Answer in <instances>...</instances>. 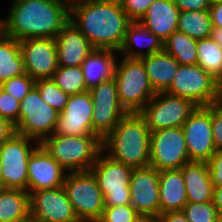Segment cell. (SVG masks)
<instances>
[{
	"label": "cell",
	"instance_id": "obj_1",
	"mask_svg": "<svg viewBox=\"0 0 222 222\" xmlns=\"http://www.w3.org/2000/svg\"><path fill=\"white\" fill-rule=\"evenodd\" d=\"M70 21L94 48L117 52L132 22L119 0H70Z\"/></svg>",
	"mask_w": 222,
	"mask_h": 222
},
{
	"label": "cell",
	"instance_id": "obj_2",
	"mask_svg": "<svg viewBox=\"0 0 222 222\" xmlns=\"http://www.w3.org/2000/svg\"><path fill=\"white\" fill-rule=\"evenodd\" d=\"M70 21V0H13L5 18L6 36L17 41L56 38Z\"/></svg>",
	"mask_w": 222,
	"mask_h": 222
},
{
	"label": "cell",
	"instance_id": "obj_3",
	"mask_svg": "<svg viewBox=\"0 0 222 222\" xmlns=\"http://www.w3.org/2000/svg\"><path fill=\"white\" fill-rule=\"evenodd\" d=\"M151 131L139 112L124 115L102 140L104 154L135 168L149 166ZM108 151L107 153H105Z\"/></svg>",
	"mask_w": 222,
	"mask_h": 222
},
{
	"label": "cell",
	"instance_id": "obj_4",
	"mask_svg": "<svg viewBox=\"0 0 222 222\" xmlns=\"http://www.w3.org/2000/svg\"><path fill=\"white\" fill-rule=\"evenodd\" d=\"M67 172L90 171L102 151L97 135H55L40 143Z\"/></svg>",
	"mask_w": 222,
	"mask_h": 222
},
{
	"label": "cell",
	"instance_id": "obj_5",
	"mask_svg": "<svg viewBox=\"0 0 222 222\" xmlns=\"http://www.w3.org/2000/svg\"><path fill=\"white\" fill-rule=\"evenodd\" d=\"M117 62L113 78L117 85L119 101L128 113L140 112L156 94L142 60L123 57Z\"/></svg>",
	"mask_w": 222,
	"mask_h": 222
},
{
	"label": "cell",
	"instance_id": "obj_6",
	"mask_svg": "<svg viewBox=\"0 0 222 222\" xmlns=\"http://www.w3.org/2000/svg\"><path fill=\"white\" fill-rule=\"evenodd\" d=\"M63 187L80 222H97L104 210V198L91 171L68 172Z\"/></svg>",
	"mask_w": 222,
	"mask_h": 222
},
{
	"label": "cell",
	"instance_id": "obj_7",
	"mask_svg": "<svg viewBox=\"0 0 222 222\" xmlns=\"http://www.w3.org/2000/svg\"><path fill=\"white\" fill-rule=\"evenodd\" d=\"M90 171L96 177L104 207L131 205L130 177L133 168L101 151Z\"/></svg>",
	"mask_w": 222,
	"mask_h": 222
},
{
	"label": "cell",
	"instance_id": "obj_8",
	"mask_svg": "<svg viewBox=\"0 0 222 222\" xmlns=\"http://www.w3.org/2000/svg\"><path fill=\"white\" fill-rule=\"evenodd\" d=\"M39 144L35 139L14 133L0 146L1 188L28 191V160Z\"/></svg>",
	"mask_w": 222,
	"mask_h": 222
},
{
	"label": "cell",
	"instance_id": "obj_9",
	"mask_svg": "<svg viewBox=\"0 0 222 222\" xmlns=\"http://www.w3.org/2000/svg\"><path fill=\"white\" fill-rule=\"evenodd\" d=\"M59 112L47 104L34 86L19 105V120L15 125L18 134L41 143L53 134Z\"/></svg>",
	"mask_w": 222,
	"mask_h": 222
},
{
	"label": "cell",
	"instance_id": "obj_10",
	"mask_svg": "<svg viewBox=\"0 0 222 222\" xmlns=\"http://www.w3.org/2000/svg\"><path fill=\"white\" fill-rule=\"evenodd\" d=\"M197 108L191 100L167 92H157L139 112L150 131L182 127Z\"/></svg>",
	"mask_w": 222,
	"mask_h": 222
},
{
	"label": "cell",
	"instance_id": "obj_11",
	"mask_svg": "<svg viewBox=\"0 0 222 222\" xmlns=\"http://www.w3.org/2000/svg\"><path fill=\"white\" fill-rule=\"evenodd\" d=\"M190 162L182 127L151 131L149 166L158 171L180 169Z\"/></svg>",
	"mask_w": 222,
	"mask_h": 222
},
{
	"label": "cell",
	"instance_id": "obj_12",
	"mask_svg": "<svg viewBox=\"0 0 222 222\" xmlns=\"http://www.w3.org/2000/svg\"><path fill=\"white\" fill-rule=\"evenodd\" d=\"M216 82L200 65H179L168 94L191 100L197 106L215 102Z\"/></svg>",
	"mask_w": 222,
	"mask_h": 222
},
{
	"label": "cell",
	"instance_id": "obj_13",
	"mask_svg": "<svg viewBox=\"0 0 222 222\" xmlns=\"http://www.w3.org/2000/svg\"><path fill=\"white\" fill-rule=\"evenodd\" d=\"M89 92L93 102L92 129L102 140L128 112L119 101L114 78L101 82Z\"/></svg>",
	"mask_w": 222,
	"mask_h": 222
},
{
	"label": "cell",
	"instance_id": "obj_14",
	"mask_svg": "<svg viewBox=\"0 0 222 222\" xmlns=\"http://www.w3.org/2000/svg\"><path fill=\"white\" fill-rule=\"evenodd\" d=\"M30 222H80L64 187L29 194Z\"/></svg>",
	"mask_w": 222,
	"mask_h": 222
},
{
	"label": "cell",
	"instance_id": "obj_15",
	"mask_svg": "<svg viewBox=\"0 0 222 222\" xmlns=\"http://www.w3.org/2000/svg\"><path fill=\"white\" fill-rule=\"evenodd\" d=\"M190 161L207 162L216 152L210 105L197 106L182 126Z\"/></svg>",
	"mask_w": 222,
	"mask_h": 222
},
{
	"label": "cell",
	"instance_id": "obj_16",
	"mask_svg": "<svg viewBox=\"0 0 222 222\" xmlns=\"http://www.w3.org/2000/svg\"><path fill=\"white\" fill-rule=\"evenodd\" d=\"M19 46L25 72L34 80L51 79L58 68L55 38H28Z\"/></svg>",
	"mask_w": 222,
	"mask_h": 222
},
{
	"label": "cell",
	"instance_id": "obj_17",
	"mask_svg": "<svg viewBox=\"0 0 222 222\" xmlns=\"http://www.w3.org/2000/svg\"><path fill=\"white\" fill-rule=\"evenodd\" d=\"M93 102L89 91L70 95L68 103L58 114L55 135H96L92 129Z\"/></svg>",
	"mask_w": 222,
	"mask_h": 222
},
{
	"label": "cell",
	"instance_id": "obj_18",
	"mask_svg": "<svg viewBox=\"0 0 222 222\" xmlns=\"http://www.w3.org/2000/svg\"><path fill=\"white\" fill-rule=\"evenodd\" d=\"M131 206L140 214H160L159 171L152 166L133 169L130 177Z\"/></svg>",
	"mask_w": 222,
	"mask_h": 222
},
{
	"label": "cell",
	"instance_id": "obj_19",
	"mask_svg": "<svg viewBox=\"0 0 222 222\" xmlns=\"http://www.w3.org/2000/svg\"><path fill=\"white\" fill-rule=\"evenodd\" d=\"M28 192L62 187L66 170L39 144L28 160Z\"/></svg>",
	"mask_w": 222,
	"mask_h": 222
},
{
	"label": "cell",
	"instance_id": "obj_20",
	"mask_svg": "<svg viewBox=\"0 0 222 222\" xmlns=\"http://www.w3.org/2000/svg\"><path fill=\"white\" fill-rule=\"evenodd\" d=\"M55 41L58 66H81L95 49L71 21L58 32Z\"/></svg>",
	"mask_w": 222,
	"mask_h": 222
},
{
	"label": "cell",
	"instance_id": "obj_21",
	"mask_svg": "<svg viewBox=\"0 0 222 222\" xmlns=\"http://www.w3.org/2000/svg\"><path fill=\"white\" fill-rule=\"evenodd\" d=\"M179 15L173 0H155L138 21L164 42L177 31Z\"/></svg>",
	"mask_w": 222,
	"mask_h": 222
},
{
	"label": "cell",
	"instance_id": "obj_22",
	"mask_svg": "<svg viewBox=\"0 0 222 222\" xmlns=\"http://www.w3.org/2000/svg\"><path fill=\"white\" fill-rule=\"evenodd\" d=\"M188 203L213 202L214 185L207 162L190 161L181 167Z\"/></svg>",
	"mask_w": 222,
	"mask_h": 222
},
{
	"label": "cell",
	"instance_id": "obj_23",
	"mask_svg": "<svg viewBox=\"0 0 222 222\" xmlns=\"http://www.w3.org/2000/svg\"><path fill=\"white\" fill-rule=\"evenodd\" d=\"M160 214L182 211L188 203L184 177L180 169L159 171Z\"/></svg>",
	"mask_w": 222,
	"mask_h": 222
},
{
	"label": "cell",
	"instance_id": "obj_24",
	"mask_svg": "<svg viewBox=\"0 0 222 222\" xmlns=\"http://www.w3.org/2000/svg\"><path fill=\"white\" fill-rule=\"evenodd\" d=\"M136 45V49H135ZM137 46L147 47L145 51L137 50ZM163 51V41L144 27L139 21H132L125 33L119 53L121 57L142 58ZM123 55V56H122Z\"/></svg>",
	"mask_w": 222,
	"mask_h": 222
},
{
	"label": "cell",
	"instance_id": "obj_25",
	"mask_svg": "<svg viewBox=\"0 0 222 222\" xmlns=\"http://www.w3.org/2000/svg\"><path fill=\"white\" fill-rule=\"evenodd\" d=\"M117 51L95 48L82 62L83 77L89 91L101 82L113 78Z\"/></svg>",
	"mask_w": 222,
	"mask_h": 222
},
{
	"label": "cell",
	"instance_id": "obj_26",
	"mask_svg": "<svg viewBox=\"0 0 222 222\" xmlns=\"http://www.w3.org/2000/svg\"><path fill=\"white\" fill-rule=\"evenodd\" d=\"M154 91L166 92L179 68L178 61L164 50L140 58Z\"/></svg>",
	"mask_w": 222,
	"mask_h": 222
},
{
	"label": "cell",
	"instance_id": "obj_27",
	"mask_svg": "<svg viewBox=\"0 0 222 222\" xmlns=\"http://www.w3.org/2000/svg\"><path fill=\"white\" fill-rule=\"evenodd\" d=\"M0 222H30L28 191L0 188Z\"/></svg>",
	"mask_w": 222,
	"mask_h": 222
},
{
	"label": "cell",
	"instance_id": "obj_28",
	"mask_svg": "<svg viewBox=\"0 0 222 222\" xmlns=\"http://www.w3.org/2000/svg\"><path fill=\"white\" fill-rule=\"evenodd\" d=\"M26 73L19 41L4 37L0 41V85L12 77Z\"/></svg>",
	"mask_w": 222,
	"mask_h": 222
},
{
	"label": "cell",
	"instance_id": "obj_29",
	"mask_svg": "<svg viewBox=\"0 0 222 222\" xmlns=\"http://www.w3.org/2000/svg\"><path fill=\"white\" fill-rule=\"evenodd\" d=\"M212 27L209 10L180 11L177 31L200 40L210 37Z\"/></svg>",
	"mask_w": 222,
	"mask_h": 222
},
{
	"label": "cell",
	"instance_id": "obj_30",
	"mask_svg": "<svg viewBox=\"0 0 222 222\" xmlns=\"http://www.w3.org/2000/svg\"><path fill=\"white\" fill-rule=\"evenodd\" d=\"M163 50L173 56L180 65L197 64V40L175 31L164 42Z\"/></svg>",
	"mask_w": 222,
	"mask_h": 222
},
{
	"label": "cell",
	"instance_id": "obj_31",
	"mask_svg": "<svg viewBox=\"0 0 222 222\" xmlns=\"http://www.w3.org/2000/svg\"><path fill=\"white\" fill-rule=\"evenodd\" d=\"M197 64L216 80L222 76V48L211 37L197 40Z\"/></svg>",
	"mask_w": 222,
	"mask_h": 222
},
{
	"label": "cell",
	"instance_id": "obj_32",
	"mask_svg": "<svg viewBox=\"0 0 222 222\" xmlns=\"http://www.w3.org/2000/svg\"><path fill=\"white\" fill-rule=\"evenodd\" d=\"M51 79L68 95H75L88 91L81 66H58Z\"/></svg>",
	"mask_w": 222,
	"mask_h": 222
},
{
	"label": "cell",
	"instance_id": "obj_33",
	"mask_svg": "<svg viewBox=\"0 0 222 222\" xmlns=\"http://www.w3.org/2000/svg\"><path fill=\"white\" fill-rule=\"evenodd\" d=\"M41 98L59 113L65 108L70 95L63 92L52 79L35 80Z\"/></svg>",
	"mask_w": 222,
	"mask_h": 222
},
{
	"label": "cell",
	"instance_id": "obj_34",
	"mask_svg": "<svg viewBox=\"0 0 222 222\" xmlns=\"http://www.w3.org/2000/svg\"><path fill=\"white\" fill-rule=\"evenodd\" d=\"M182 212L189 222H219L221 219L213 202L187 203Z\"/></svg>",
	"mask_w": 222,
	"mask_h": 222
},
{
	"label": "cell",
	"instance_id": "obj_35",
	"mask_svg": "<svg viewBox=\"0 0 222 222\" xmlns=\"http://www.w3.org/2000/svg\"><path fill=\"white\" fill-rule=\"evenodd\" d=\"M34 86L35 80L27 73L12 77L10 80H7L0 85L4 91L19 102L24 99Z\"/></svg>",
	"mask_w": 222,
	"mask_h": 222
},
{
	"label": "cell",
	"instance_id": "obj_36",
	"mask_svg": "<svg viewBox=\"0 0 222 222\" xmlns=\"http://www.w3.org/2000/svg\"><path fill=\"white\" fill-rule=\"evenodd\" d=\"M138 214L131 205L104 207L97 222H132Z\"/></svg>",
	"mask_w": 222,
	"mask_h": 222
},
{
	"label": "cell",
	"instance_id": "obj_37",
	"mask_svg": "<svg viewBox=\"0 0 222 222\" xmlns=\"http://www.w3.org/2000/svg\"><path fill=\"white\" fill-rule=\"evenodd\" d=\"M19 105L18 100L0 87V116L2 118L16 125L19 120Z\"/></svg>",
	"mask_w": 222,
	"mask_h": 222
},
{
	"label": "cell",
	"instance_id": "obj_38",
	"mask_svg": "<svg viewBox=\"0 0 222 222\" xmlns=\"http://www.w3.org/2000/svg\"><path fill=\"white\" fill-rule=\"evenodd\" d=\"M155 0H119L122 9L132 21H138Z\"/></svg>",
	"mask_w": 222,
	"mask_h": 222
},
{
	"label": "cell",
	"instance_id": "obj_39",
	"mask_svg": "<svg viewBox=\"0 0 222 222\" xmlns=\"http://www.w3.org/2000/svg\"><path fill=\"white\" fill-rule=\"evenodd\" d=\"M210 113L214 146L217 151L222 149V105L212 102Z\"/></svg>",
	"mask_w": 222,
	"mask_h": 222
},
{
	"label": "cell",
	"instance_id": "obj_40",
	"mask_svg": "<svg viewBox=\"0 0 222 222\" xmlns=\"http://www.w3.org/2000/svg\"><path fill=\"white\" fill-rule=\"evenodd\" d=\"M207 164L214 187L222 186V149L217 150Z\"/></svg>",
	"mask_w": 222,
	"mask_h": 222
},
{
	"label": "cell",
	"instance_id": "obj_41",
	"mask_svg": "<svg viewBox=\"0 0 222 222\" xmlns=\"http://www.w3.org/2000/svg\"><path fill=\"white\" fill-rule=\"evenodd\" d=\"M180 11L209 10V0H173Z\"/></svg>",
	"mask_w": 222,
	"mask_h": 222
},
{
	"label": "cell",
	"instance_id": "obj_42",
	"mask_svg": "<svg viewBox=\"0 0 222 222\" xmlns=\"http://www.w3.org/2000/svg\"><path fill=\"white\" fill-rule=\"evenodd\" d=\"M14 133H16L15 125L0 116V146Z\"/></svg>",
	"mask_w": 222,
	"mask_h": 222
},
{
	"label": "cell",
	"instance_id": "obj_43",
	"mask_svg": "<svg viewBox=\"0 0 222 222\" xmlns=\"http://www.w3.org/2000/svg\"><path fill=\"white\" fill-rule=\"evenodd\" d=\"M159 222H189L182 211L165 212L158 215Z\"/></svg>",
	"mask_w": 222,
	"mask_h": 222
},
{
	"label": "cell",
	"instance_id": "obj_44",
	"mask_svg": "<svg viewBox=\"0 0 222 222\" xmlns=\"http://www.w3.org/2000/svg\"><path fill=\"white\" fill-rule=\"evenodd\" d=\"M209 12L212 26L222 28V1L210 5Z\"/></svg>",
	"mask_w": 222,
	"mask_h": 222
},
{
	"label": "cell",
	"instance_id": "obj_45",
	"mask_svg": "<svg viewBox=\"0 0 222 222\" xmlns=\"http://www.w3.org/2000/svg\"><path fill=\"white\" fill-rule=\"evenodd\" d=\"M213 203L222 218V186L214 188Z\"/></svg>",
	"mask_w": 222,
	"mask_h": 222
},
{
	"label": "cell",
	"instance_id": "obj_46",
	"mask_svg": "<svg viewBox=\"0 0 222 222\" xmlns=\"http://www.w3.org/2000/svg\"><path fill=\"white\" fill-rule=\"evenodd\" d=\"M132 222H159L158 216L152 214H138Z\"/></svg>",
	"mask_w": 222,
	"mask_h": 222
},
{
	"label": "cell",
	"instance_id": "obj_47",
	"mask_svg": "<svg viewBox=\"0 0 222 222\" xmlns=\"http://www.w3.org/2000/svg\"><path fill=\"white\" fill-rule=\"evenodd\" d=\"M210 37L222 48V28L221 27H212Z\"/></svg>",
	"mask_w": 222,
	"mask_h": 222
},
{
	"label": "cell",
	"instance_id": "obj_48",
	"mask_svg": "<svg viewBox=\"0 0 222 222\" xmlns=\"http://www.w3.org/2000/svg\"><path fill=\"white\" fill-rule=\"evenodd\" d=\"M215 102L222 105V76L216 82V98Z\"/></svg>",
	"mask_w": 222,
	"mask_h": 222
},
{
	"label": "cell",
	"instance_id": "obj_49",
	"mask_svg": "<svg viewBox=\"0 0 222 222\" xmlns=\"http://www.w3.org/2000/svg\"><path fill=\"white\" fill-rule=\"evenodd\" d=\"M6 37V26H5V20L0 18V41Z\"/></svg>",
	"mask_w": 222,
	"mask_h": 222
},
{
	"label": "cell",
	"instance_id": "obj_50",
	"mask_svg": "<svg viewBox=\"0 0 222 222\" xmlns=\"http://www.w3.org/2000/svg\"><path fill=\"white\" fill-rule=\"evenodd\" d=\"M222 0H209L210 5L221 2Z\"/></svg>",
	"mask_w": 222,
	"mask_h": 222
},
{
	"label": "cell",
	"instance_id": "obj_51",
	"mask_svg": "<svg viewBox=\"0 0 222 222\" xmlns=\"http://www.w3.org/2000/svg\"><path fill=\"white\" fill-rule=\"evenodd\" d=\"M1 172H2V165H1V161H0V188H1Z\"/></svg>",
	"mask_w": 222,
	"mask_h": 222
}]
</instances>
